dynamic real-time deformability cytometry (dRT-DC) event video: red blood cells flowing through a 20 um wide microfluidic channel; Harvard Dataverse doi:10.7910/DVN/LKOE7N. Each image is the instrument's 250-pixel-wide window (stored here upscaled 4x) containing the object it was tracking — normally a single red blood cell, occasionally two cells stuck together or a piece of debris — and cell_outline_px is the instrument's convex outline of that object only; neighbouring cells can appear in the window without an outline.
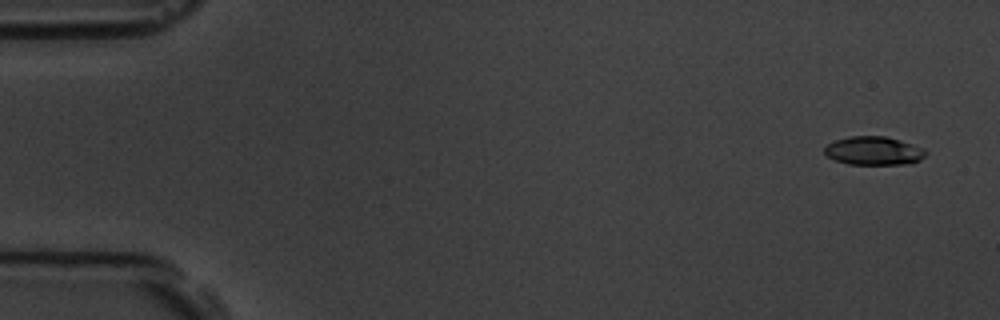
{"species": "common noctule bat (a hibernating species)", "species_latin": "Nyctalus noctula", "temperature_condition": "room temperature", "stored_images_in_passage": 5, "camera_frame_rate_fps": 3000, "um_per_image_px": 0.085, "animal": {"sex": "male", "body_mass_g": 19.5, "forearm_length_mm": 54.6}, "frame": {"image": 1, "passage_image": 1, "time_ms": 0.0, "image_size_px": [1000, 320], "cell_outline_px": [[928, 152], [920, 160], [912, 164], [848, 164], [836, 160], [828, 156], [824, 152], [824, 148], [828, 144], [836, 140], [848, 136], [884, 136], [912, 144], [924, 148]], "centroid_in_image_um": [74.29, 12.82], "position_along_channel_um": 10.7, "area_um2": 16.76}}
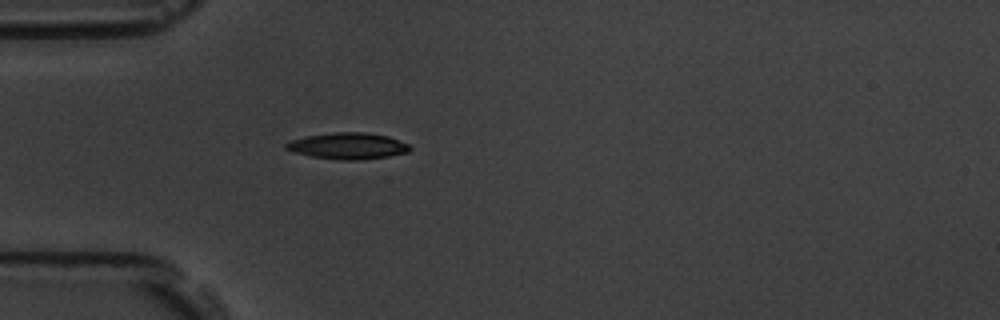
{"frame": {"image": 2, "passage_image": 5, "time_ms": 4.667, "image_size_px": [1000, 320], "cell_outline_px": [[412, 148], [408, 152], [388, 156], [360, 160], [344, 160], [312, 156], [296, 152], [284, 148], [284, 144], [292, 140], [308, 136], [332, 132], [364, 132], [388, 136], [408, 144]], "centroid_in_image_um": [29.59, 12.4], "position_along_channel_um": 55.4, "area_um2": 18.79}}